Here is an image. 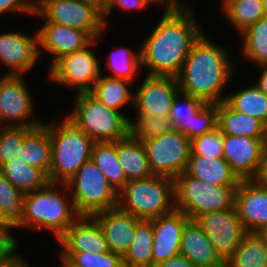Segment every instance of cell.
Masks as SVG:
<instances>
[{"label": "cell", "instance_id": "6da1fadb", "mask_svg": "<svg viewBox=\"0 0 267 267\" xmlns=\"http://www.w3.org/2000/svg\"><path fill=\"white\" fill-rule=\"evenodd\" d=\"M188 6L165 10L161 20L140 44L142 66L147 75L177 77L192 45L203 33Z\"/></svg>", "mask_w": 267, "mask_h": 267}, {"label": "cell", "instance_id": "7a4b0ae2", "mask_svg": "<svg viewBox=\"0 0 267 267\" xmlns=\"http://www.w3.org/2000/svg\"><path fill=\"white\" fill-rule=\"evenodd\" d=\"M227 48L213 43L203 32L192 45L177 76L180 91L210 104L226 100L222 91L236 72Z\"/></svg>", "mask_w": 267, "mask_h": 267}, {"label": "cell", "instance_id": "3957f363", "mask_svg": "<svg viewBox=\"0 0 267 267\" xmlns=\"http://www.w3.org/2000/svg\"><path fill=\"white\" fill-rule=\"evenodd\" d=\"M59 185L49 182L43 188L24 194L23 219L15 229L45 228L58 240L80 217L71 196L58 192Z\"/></svg>", "mask_w": 267, "mask_h": 267}, {"label": "cell", "instance_id": "277c9868", "mask_svg": "<svg viewBox=\"0 0 267 267\" xmlns=\"http://www.w3.org/2000/svg\"><path fill=\"white\" fill-rule=\"evenodd\" d=\"M43 124L49 130L52 143L49 181L67 183L91 159L94 141L66 117L58 125L56 122Z\"/></svg>", "mask_w": 267, "mask_h": 267}, {"label": "cell", "instance_id": "5b68a950", "mask_svg": "<svg viewBox=\"0 0 267 267\" xmlns=\"http://www.w3.org/2000/svg\"><path fill=\"white\" fill-rule=\"evenodd\" d=\"M117 207L144 220L168 214L175 209L174 179L152 175L128 181L118 193Z\"/></svg>", "mask_w": 267, "mask_h": 267}, {"label": "cell", "instance_id": "8992f818", "mask_svg": "<svg viewBox=\"0 0 267 267\" xmlns=\"http://www.w3.org/2000/svg\"><path fill=\"white\" fill-rule=\"evenodd\" d=\"M76 95L75 108L65 117L94 142H116L128 136V116L107 108L90 92Z\"/></svg>", "mask_w": 267, "mask_h": 267}, {"label": "cell", "instance_id": "52a82bcc", "mask_svg": "<svg viewBox=\"0 0 267 267\" xmlns=\"http://www.w3.org/2000/svg\"><path fill=\"white\" fill-rule=\"evenodd\" d=\"M60 185L64 192L70 191L75 210L80 216H92L117 207L118 193L91 159L67 183Z\"/></svg>", "mask_w": 267, "mask_h": 267}, {"label": "cell", "instance_id": "ba28073f", "mask_svg": "<svg viewBox=\"0 0 267 267\" xmlns=\"http://www.w3.org/2000/svg\"><path fill=\"white\" fill-rule=\"evenodd\" d=\"M236 188L208 184L183 172L174 180L175 209L192 220L205 212L232 209Z\"/></svg>", "mask_w": 267, "mask_h": 267}, {"label": "cell", "instance_id": "9c48e42d", "mask_svg": "<svg viewBox=\"0 0 267 267\" xmlns=\"http://www.w3.org/2000/svg\"><path fill=\"white\" fill-rule=\"evenodd\" d=\"M34 15L46 19L45 23H56L86 32L93 40L100 38L107 27L102 8L88 0H46Z\"/></svg>", "mask_w": 267, "mask_h": 267}, {"label": "cell", "instance_id": "30bf717a", "mask_svg": "<svg viewBox=\"0 0 267 267\" xmlns=\"http://www.w3.org/2000/svg\"><path fill=\"white\" fill-rule=\"evenodd\" d=\"M153 175L176 179L186 171L190 157V140L173 129L159 137L143 141Z\"/></svg>", "mask_w": 267, "mask_h": 267}, {"label": "cell", "instance_id": "8fae6325", "mask_svg": "<svg viewBox=\"0 0 267 267\" xmlns=\"http://www.w3.org/2000/svg\"><path fill=\"white\" fill-rule=\"evenodd\" d=\"M95 43L97 39L83 49L57 59L49 69V78L57 84L76 88V94L90 92L102 74L98 57L91 50Z\"/></svg>", "mask_w": 267, "mask_h": 267}, {"label": "cell", "instance_id": "7c38bea8", "mask_svg": "<svg viewBox=\"0 0 267 267\" xmlns=\"http://www.w3.org/2000/svg\"><path fill=\"white\" fill-rule=\"evenodd\" d=\"M23 79V75L6 74L0 78V122L3 126L34 128L44 123L31 118L35 105Z\"/></svg>", "mask_w": 267, "mask_h": 267}, {"label": "cell", "instance_id": "4fadbf2b", "mask_svg": "<svg viewBox=\"0 0 267 267\" xmlns=\"http://www.w3.org/2000/svg\"><path fill=\"white\" fill-rule=\"evenodd\" d=\"M194 220L224 262L235 252L248 233L235 206L229 210L205 212Z\"/></svg>", "mask_w": 267, "mask_h": 267}, {"label": "cell", "instance_id": "5bb4252c", "mask_svg": "<svg viewBox=\"0 0 267 267\" xmlns=\"http://www.w3.org/2000/svg\"><path fill=\"white\" fill-rule=\"evenodd\" d=\"M180 92L177 77L146 75L134 93L137 111L153 117H169L176 95Z\"/></svg>", "mask_w": 267, "mask_h": 267}, {"label": "cell", "instance_id": "9a60e30c", "mask_svg": "<svg viewBox=\"0 0 267 267\" xmlns=\"http://www.w3.org/2000/svg\"><path fill=\"white\" fill-rule=\"evenodd\" d=\"M38 32L33 37L20 32L0 33V62L9 67L6 75H23L39 58Z\"/></svg>", "mask_w": 267, "mask_h": 267}, {"label": "cell", "instance_id": "2e32d148", "mask_svg": "<svg viewBox=\"0 0 267 267\" xmlns=\"http://www.w3.org/2000/svg\"><path fill=\"white\" fill-rule=\"evenodd\" d=\"M189 220L188 216L177 209L152 219L153 267L162 261L180 254L183 230Z\"/></svg>", "mask_w": 267, "mask_h": 267}, {"label": "cell", "instance_id": "e0dca14e", "mask_svg": "<svg viewBox=\"0 0 267 267\" xmlns=\"http://www.w3.org/2000/svg\"><path fill=\"white\" fill-rule=\"evenodd\" d=\"M224 159L240 180H249L256 174L267 139L223 135Z\"/></svg>", "mask_w": 267, "mask_h": 267}, {"label": "cell", "instance_id": "ac0fdd59", "mask_svg": "<svg viewBox=\"0 0 267 267\" xmlns=\"http://www.w3.org/2000/svg\"><path fill=\"white\" fill-rule=\"evenodd\" d=\"M234 206L247 232H258L267 224V187L252 179L241 180L235 190Z\"/></svg>", "mask_w": 267, "mask_h": 267}, {"label": "cell", "instance_id": "d6986e66", "mask_svg": "<svg viewBox=\"0 0 267 267\" xmlns=\"http://www.w3.org/2000/svg\"><path fill=\"white\" fill-rule=\"evenodd\" d=\"M92 217L104 233L108 250L123 256L133 242L136 225L141 219L118 207L97 212Z\"/></svg>", "mask_w": 267, "mask_h": 267}, {"label": "cell", "instance_id": "ffe728a7", "mask_svg": "<svg viewBox=\"0 0 267 267\" xmlns=\"http://www.w3.org/2000/svg\"><path fill=\"white\" fill-rule=\"evenodd\" d=\"M37 32L39 55L41 49L50 53L53 56L51 65L63 55L81 50L93 41L86 32L56 23H44Z\"/></svg>", "mask_w": 267, "mask_h": 267}, {"label": "cell", "instance_id": "44dd1931", "mask_svg": "<svg viewBox=\"0 0 267 267\" xmlns=\"http://www.w3.org/2000/svg\"><path fill=\"white\" fill-rule=\"evenodd\" d=\"M57 241L64 248L60 253L108 251L104 233L92 216H80Z\"/></svg>", "mask_w": 267, "mask_h": 267}, {"label": "cell", "instance_id": "7402d4cb", "mask_svg": "<svg viewBox=\"0 0 267 267\" xmlns=\"http://www.w3.org/2000/svg\"><path fill=\"white\" fill-rule=\"evenodd\" d=\"M180 254L196 267H225V262L195 220L190 219L183 230Z\"/></svg>", "mask_w": 267, "mask_h": 267}, {"label": "cell", "instance_id": "603a6c76", "mask_svg": "<svg viewBox=\"0 0 267 267\" xmlns=\"http://www.w3.org/2000/svg\"><path fill=\"white\" fill-rule=\"evenodd\" d=\"M185 172L205 183L222 187H238L241 181L224 158L190 155Z\"/></svg>", "mask_w": 267, "mask_h": 267}, {"label": "cell", "instance_id": "cb8c5ba5", "mask_svg": "<svg viewBox=\"0 0 267 267\" xmlns=\"http://www.w3.org/2000/svg\"><path fill=\"white\" fill-rule=\"evenodd\" d=\"M218 129L223 135L267 139V126L262 121L236 111L225 100L218 103Z\"/></svg>", "mask_w": 267, "mask_h": 267}, {"label": "cell", "instance_id": "d4e9b609", "mask_svg": "<svg viewBox=\"0 0 267 267\" xmlns=\"http://www.w3.org/2000/svg\"><path fill=\"white\" fill-rule=\"evenodd\" d=\"M17 158L25 164L42 169L49 176L52 163V143L49 130L44 124L34 127L25 136Z\"/></svg>", "mask_w": 267, "mask_h": 267}, {"label": "cell", "instance_id": "484cf974", "mask_svg": "<svg viewBox=\"0 0 267 267\" xmlns=\"http://www.w3.org/2000/svg\"><path fill=\"white\" fill-rule=\"evenodd\" d=\"M117 154L127 181L145 179L153 175L142 141L129 136L120 139L117 141Z\"/></svg>", "mask_w": 267, "mask_h": 267}, {"label": "cell", "instance_id": "4316f807", "mask_svg": "<svg viewBox=\"0 0 267 267\" xmlns=\"http://www.w3.org/2000/svg\"><path fill=\"white\" fill-rule=\"evenodd\" d=\"M0 174L23 194L34 192L50 182L48 175L42 169L25 164L18 158L2 165Z\"/></svg>", "mask_w": 267, "mask_h": 267}, {"label": "cell", "instance_id": "83f0119b", "mask_svg": "<svg viewBox=\"0 0 267 267\" xmlns=\"http://www.w3.org/2000/svg\"><path fill=\"white\" fill-rule=\"evenodd\" d=\"M130 85L134 86V83L101 74L90 93L107 108L121 112V108L130 102L131 106H134V93L128 88Z\"/></svg>", "mask_w": 267, "mask_h": 267}, {"label": "cell", "instance_id": "f1b7e54d", "mask_svg": "<svg viewBox=\"0 0 267 267\" xmlns=\"http://www.w3.org/2000/svg\"><path fill=\"white\" fill-rule=\"evenodd\" d=\"M91 160L102 171L112 188L119 191L127 184L122 167L119 164L116 142H94Z\"/></svg>", "mask_w": 267, "mask_h": 267}, {"label": "cell", "instance_id": "f546056e", "mask_svg": "<svg viewBox=\"0 0 267 267\" xmlns=\"http://www.w3.org/2000/svg\"><path fill=\"white\" fill-rule=\"evenodd\" d=\"M153 223L141 219L130 248L122 256L124 267H153Z\"/></svg>", "mask_w": 267, "mask_h": 267}, {"label": "cell", "instance_id": "4dcf8cb0", "mask_svg": "<svg viewBox=\"0 0 267 267\" xmlns=\"http://www.w3.org/2000/svg\"><path fill=\"white\" fill-rule=\"evenodd\" d=\"M225 267H267V241L257 232H248Z\"/></svg>", "mask_w": 267, "mask_h": 267}, {"label": "cell", "instance_id": "1f68e13d", "mask_svg": "<svg viewBox=\"0 0 267 267\" xmlns=\"http://www.w3.org/2000/svg\"><path fill=\"white\" fill-rule=\"evenodd\" d=\"M221 10L238 33L265 17L262 0H225Z\"/></svg>", "mask_w": 267, "mask_h": 267}, {"label": "cell", "instance_id": "d6a6232c", "mask_svg": "<svg viewBox=\"0 0 267 267\" xmlns=\"http://www.w3.org/2000/svg\"><path fill=\"white\" fill-rule=\"evenodd\" d=\"M225 101L236 111L256 117L267 126V95L255 83L226 95Z\"/></svg>", "mask_w": 267, "mask_h": 267}, {"label": "cell", "instance_id": "836d02e7", "mask_svg": "<svg viewBox=\"0 0 267 267\" xmlns=\"http://www.w3.org/2000/svg\"><path fill=\"white\" fill-rule=\"evenodd\" d=\"M242 51L244 58L256 66L267 65V17L261 18L242 33Z\"/></svg>", "mask_w": 267, "mask_h": 267}, {"label": "cell", "instance_id": "e575fe53", "mask_svg": "<svg viewBox=\"0 0 267 267\" xmlns=\"http://www.w3.org/2000/svg\"><path fill=\"white\" fill-rule=\"evenodd\" d=\"M107 66L112 74L107 77L126 79L135 83L137 71L142 67L140 48L134 52L127 47H115L108 55Z\"/></svg>", "mask_w": 267, "mask_h": 267}, {"label": "cell", "instance_id": "d590c367", "mask_svg": "<svg viewBox=\"0 0 267 267\" xmlns=\"http://www.w3.org/2000/svg\"><path fill=\"white\" fill-rule=\"evenodd\" d=\"M136 120L128 118V136L147 141L173 130L169 117H153L136 110Z\"/></svg>", "mask_w": 267, "mask_h": 267}, {"label": "cell", "instance_id": "8d00e7d4", "mask_svg": "<svg viewBox=\"0 0 267 267\" xmlns=\"http://www.w3.org/2000/svg\"><path fill=\"white\" fill-rule=\"evenodd\" d=\"M205 104L203 100L180 91L173 100L169 114L173 129L181 132L189 139V122Z\"/></svg>", "mask_w": 267, "mask_h": 267}, {"label": "cell", "instance_id": "74e56055", "mask_svg": "<svg viewBox=\"0 0 267 267\" xmlns=\"http://www.w3.org/2000/svg\"><path fill=\"white\" fill-rule=\"evenodd\" d=\"M24 194L0 174V209L5 219L16 228L23 219Z\"/></svg>", "mask_w": 267, "mask_h": 267}, {"label": "cell", "instance_id": "f35d334b", "mask_svg": "<svg viewBox=\"0 0 267 267\" xmlns=\"http://www.w3.org/2000/svg\"><path fill=\"white\" fill-rule=\"evenodd\" d=\"M32 129L4 126L0 130V167L19 157L23 140Z\"/></svg>", "mask_w": 267, "mask_h": 267}, {"label": "cell", "instance_id": "ab89813d", "mask_svg": "<svg viewBox=\"0 0 267 267\" xmlns=\"http://www.w3.org/2000/svg\"><path fill=\"white\" fill-rule=\"evenodd\" d=\"M59 259H68L77 267H124L122 255L109 250L100 254L87 251L60 253Z\"/></svg>", "mask_w": 267, "mask_h": 267}, {"label": "cell", "instance_id": "60d3db41", "mask_svg": "<svg viewBox=\"0 0 267 267\" xmlns=\"http://www.w3.org/2000/svg\"><path fill=\"white\" fill-rule=\"evenodd\" d=\"M190 155L208 158H224V140L222 132L216 130L190 140Z\"/></svg>", "mask_w": 267, "mask_h": 267}, {"label": "cell", "instance_id": "b9f144b4", "mask_svg": "<svg viewBox=\"0 0 267 267\" xmlns=\"http://www.w3.org/2000/svg\"><path fill=\"white\" fill-rule=\"evenodd\" d=\"M218 128V104L206 103L189 122V140Z\"/></svg>", "mask_w": 267, "mask_h": 267}, {"label": "cell", "instance_id": "7bdbcfd3", "mask_svg": "<svg viewBox=\"0 0 267 267\" xmlns=\"http://www.w3.org/2000/svg\"><path fill=\"white\" fill-rule=\"evenodd\" d=\"M151 2L149 0H105L102 7V13L104 16L105 25H107L108 20L106 19L109 14L113 11V8L119 7V9H124V11H133V9H143L147 7Z\"/></svg>", "mask_w": 267, "mask_h": 267}, {"label": "cell", "instance_id": "ee69618b", "mask_svg": "<svg viewBox=\"0 0 267 267\" xmlns=\"http://www.w3.org/2000/svg\"><path fill=\"white\" fill-rule=\"evenodd\" d=\"M17 240L10 233L0 231V267L11 261L16 255Z\"/></svg>", "mask_w": 267, "mask_h": 267}, {"label": "cell", "instance_id": "f6af8a7d", "mask_svg": "<svg viewBox=\"0 0 267 267\" xmlns=\"http://www.w3.org/2000/svg\"><path fill=\"white\" fill-rule=\"evenodd\" d=\"M35 14V7L31 0H0V16L7 12Z\"/></svg>", "mask_w": 267, "mask_h": 267}, {"label": "cell", "instance_id": "bcb514c9", "mask_svg": "<svg viewBox=\"0 0 267 267\" xmlns=\"http://www.w3.org/2000/svg\"><path fill=\"white\" fill-rule=\"evenodd\" d=\"M252 180L259 185L267 187V143L263 148L256 174Z\"/></svg>", "mask_w": 267, "mask_h": 267}, {"label": "cell", "instance_id": "7dc6e473", "mask_svg": "<svg viewBox=\"0 0 267 267\" xmlns=\"http://www.w3.org/2000/svg\"><path fill=\"white\" fill-rule=\"evenodd\" d=\"M155 267H196L188 258L178 254L165 261L160 262Z\"/></svg>", "mask_w": 267, "mask_h": 267}, {"label": "cell", "instance_id": "c3c4849f", "mask_svg": "<svg viewBox=\"0 0 267 267\" xmlns=\"http://www.w3.org/2000/svg\"><path fill=\"white\" fill-rule=\"evenodd\" d=\"M149 1L151 2V4L154 3L157 5H166L164 7L165 8L164 10H177L188 6V4L187 5L182 4L180 0H149Z\"/></svg>", "mask_w": 267, "mask_h": 267}, {"label": "cell", "instance_id": "681fc988", "mask_svg": "<svg viewBox=\"0 0 267 267\" xmlns=\"http://www.w3.org/2000/svg\"><path fill=\"white\" fill-rule=\"evenodd\" d=\"M261 70V74L259 75V81L255 83V85L267 95V65L258 66Z\"/></svg>", "mask_w": 267, "mask_h": 267}, {"label": "cell", "instance_id": "f907efd6", "mask_svg": "<svg viewBox=\"0 0 267 267\" xmlns=\"http://www.w3.org/2000/svg\"><path fill=\"white\" fill-rule=\"evenodd\" d=\"M17 254L11 261L1 267H30L27 261Z\"/></svg>", "mask_w": 267, "mask_h": 267}, {"label": "cell", "instance_id": "816d5d0a", "mask_svg": "<svg viewBox=\"0 0 267 267\" xmlns=\"http://www.w3.org/2000/svg\"><path fill=\"white\" fill-rule=\"evenodd\" d=\"M12 229L15 228L5 219L3 211L0 209V231L9 233Z\"/></svg>", "mask_w": 267, "mask_h": 267}, {"label": "cell", "instance_id": "f5cc1de1", "mask_svg": "<svg viewBox=\"0 0 267 267\" xmlns=\"http://www.w3.org/2000/svg\"><path fill=\"white\" fill-rule=\"evenodd\" d=\"M264 240L267 241V224L260 228L257 232Z\"/></svg>", "mask_w": 267, "mask_h": 267}, {"label": "cell", "instance_id": "db71d44e", "mask_svg": "<svg viewBox=\"0 0 267 267\" xmlns=\"http://www.w3.org/2000/svg\"><path fill=\"white\" fill-rule=\"evenodd\" d=\"M60 262L62 267H77L74 266L68 259H61Z\"/></svg>", "mask_w": 267, "mask_h": 267}, {"label": "cell", "instance_id": "11a10c76", "mask_svg": "<svg viewBox=\"0 0 267 267\" xmlns=\"http://www.w3.org/2000/svg\"><path fill=\"white\" fill-rule=\"evenodd\" d=\"M44 1H46V0H31V2L34 5L35 9H37Z\"/></svg>", "mask_w": 267, "mask_h": 267}, {"label": "cell", "instance_id": "9f6ffc18", "mask_svg": "<svg viewBox=\"0 0 267 267\" xmlns=\"http://www.w3.org/2000/svg\"><path fill=\"white\" fill-rule=\"evenodd\" d=\"M262 4L265 17H267V0H262Z\"/></svg>", "mask_w": 267, "mask_h": 267}, {"label": "cell", "instance_id": "6f0895ef", "mask_svg": "<svg viewBox=\"0 0 267 267\" xmlns=\"http://www.w3.org/2000/svg\"><path fill=\"white\" fill-rule=\"evenodd\" d=\"M88 1H92L96 4H98L101 8L103 7L104 2H105V0H88Z\"/></svg>", "mask_w": 267, "mask_h": 267}, {"label": "cell", "instance_id": "680465c9", "mask_svg": "<svg viewBox=\"0 0 267 267\" xmlns=\"http://www.w3.org/2000/svg\"><path fill=\"white\" fill-rule=\"evenodd\" d=\"M4 126L1 124V122H0V130L3 128Z\"/></svg>", "mask_w": 267, "mask_h": 267}]
</instances>
